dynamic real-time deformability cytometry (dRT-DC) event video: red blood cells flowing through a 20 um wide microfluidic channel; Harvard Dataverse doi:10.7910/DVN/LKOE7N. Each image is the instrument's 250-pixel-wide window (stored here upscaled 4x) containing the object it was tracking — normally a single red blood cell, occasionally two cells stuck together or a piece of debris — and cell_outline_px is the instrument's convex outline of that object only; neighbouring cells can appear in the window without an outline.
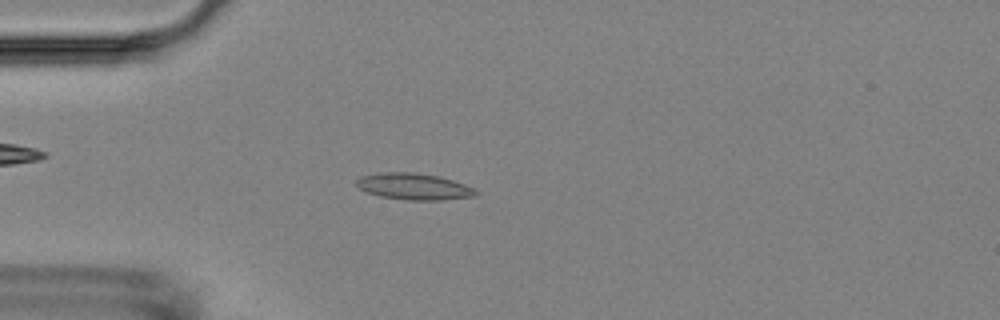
{"species": "Egyptian fruit bat (a non-hibernating species)", "species_latin": "Rousettus aegyptiacus", "temperature_condition": "room temperature", "stored_images_in_passage": 2, "camera_frame_rate_fps": 3000, "um_per_image_px": 0.085, "animal": {"sex": "female"}, "frame": {"image": 1, "passage_image": 1, "time_ms": 0.0, "image_size_px": [1000, 320], "cell_outline_px": [[480, 192], [476, 196], [440, 200], [408, 200], [380, 196], [368, 192], [360, 188], [356, 184], [356, 180], [360, 176], [380, 172], [412, 172], [436, 176], [452, 180], [476, 188]], "centroid_in_image_um": [35.2, 15.85], "position_along_channel_um": 49.8, "area_um2": 18.38}}